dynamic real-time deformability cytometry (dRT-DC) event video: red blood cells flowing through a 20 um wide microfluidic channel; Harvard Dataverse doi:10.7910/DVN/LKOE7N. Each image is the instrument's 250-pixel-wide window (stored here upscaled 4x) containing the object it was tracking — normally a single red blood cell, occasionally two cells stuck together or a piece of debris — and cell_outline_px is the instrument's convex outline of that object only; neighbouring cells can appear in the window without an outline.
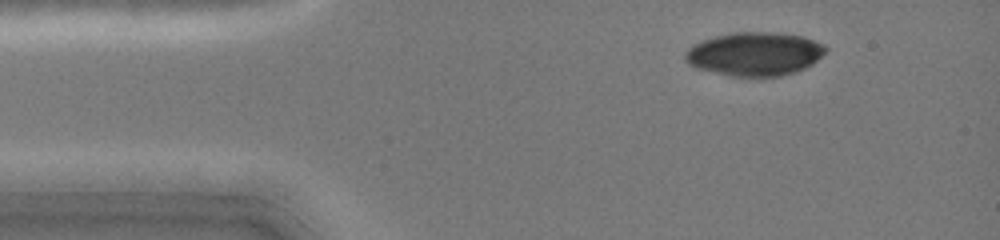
{"species": "common noctule bat (a hibernating species)", "species_latin": "Nyctalus noctula", "temperature_condition": "cold", "stored_images_in_passage": 45, "camera_frame_rate_fps": 3000, "um_per_image_px": 0.085, "animal": {"sex": "female", "body_mass_g": 19.0, "forearm_length_mm": 51.5}, "frame": {"image": 1, "passage_image": 6, "time_ms": 1.667, "image_size_px": [1000, 240], "cell_outline_px": [[828, 48], [812, 64], [796, 72], [780, 76], [732, 76], [696, 68], [688, 64], [684, 60], [684, 52], [688, 48], [704, 40], [716, 36], [732, 32], [776, 32], [804, 36], [824, 44]], "centroid_in_image_um": [64.14, 4.58], "position_along_channel_um": 20.9, "area_um2": 35.66}}